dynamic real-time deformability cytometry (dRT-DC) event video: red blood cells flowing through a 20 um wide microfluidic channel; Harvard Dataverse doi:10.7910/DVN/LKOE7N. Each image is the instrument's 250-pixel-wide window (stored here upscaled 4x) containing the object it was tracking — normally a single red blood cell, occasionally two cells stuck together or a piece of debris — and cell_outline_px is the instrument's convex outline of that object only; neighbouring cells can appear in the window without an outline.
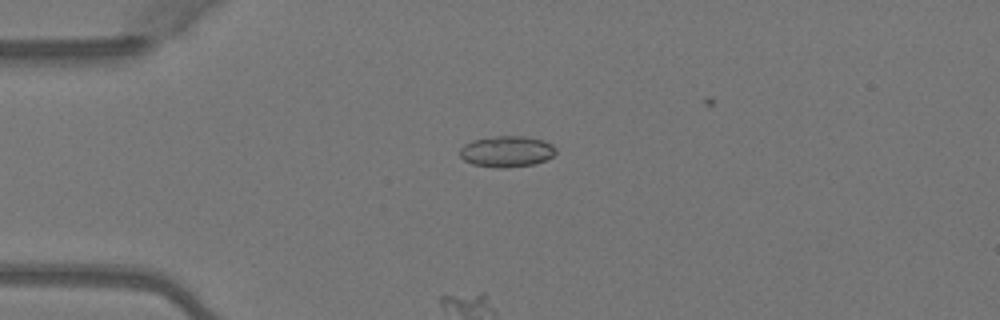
{"species": "Egyptian fruit bat (a non-hibernating species)", "species_latin": "Rousettus aegyptiacus", "temperature_condition": "warm", "stored_images_in_passage": 2, "camera_frame_rate_fps": 3000, "um_per_image_px": 0.085, "animal": {"sex": "female"}, "frame": {"image": 1, "passage_image": 1, "time_ms": 0.0, "image_size_px": [1000, 320], "cell_outline_px": [[556, 152], [552, 156], [536, 164], [504, 168], [496, 168], [472, 164], [464, 160], [460, 156], [460, 148], [464, 144], [472, 140], [496, 136], [524, 136], [544, 140], [552, 144], [556, 148]], "centroid_in_image_um": [43.07, 12.87], "position_along_channel_um": 41.9, "area_um2": 17.51}}